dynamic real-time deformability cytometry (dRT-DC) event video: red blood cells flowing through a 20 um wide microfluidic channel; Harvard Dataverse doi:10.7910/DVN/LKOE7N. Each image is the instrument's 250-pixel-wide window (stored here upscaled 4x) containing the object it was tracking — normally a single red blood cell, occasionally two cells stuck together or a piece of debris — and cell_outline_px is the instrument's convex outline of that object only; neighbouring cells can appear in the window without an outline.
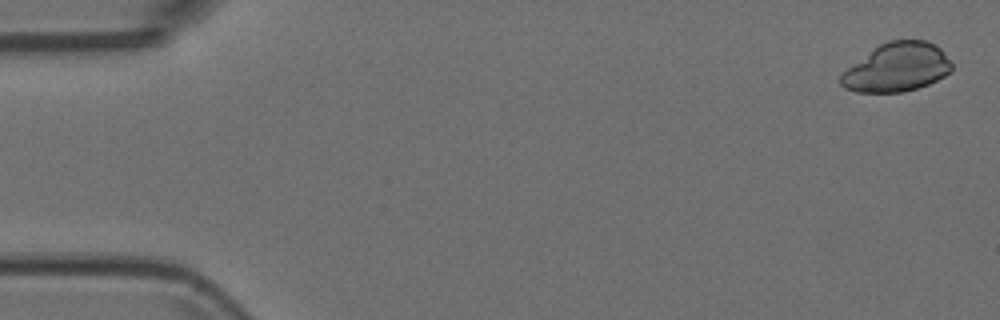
{"species": "Egyptian fruit bat (a non-hibernating species)", "species_latin": "Rousettus aegyptiacus", "temperature_condition": "room temperature", "stored_images_in_passage": 5, "camera_frame_rate_fps": 3000, "um_per_image_px": 0.085, "animal": {"sex": "female"}, "frame": {"image": 1, "passage_image": 1, "time_ms": 0.0, "image_size_px": [1000, 320], "cell_outline_px": [[952, 68], [944, 76], [928, 84], [904, 92], [856, 92], [844, 88], [840, 84], [840, 76], [848, 68], [880, 44], [888, 40], [928, 40], [936, 44], [940, 48], [952, 64]], "centroid_in_image_um": [76.25, 5.73], "position_along_channel_um": 8.8, "area_um2": 31.15}}
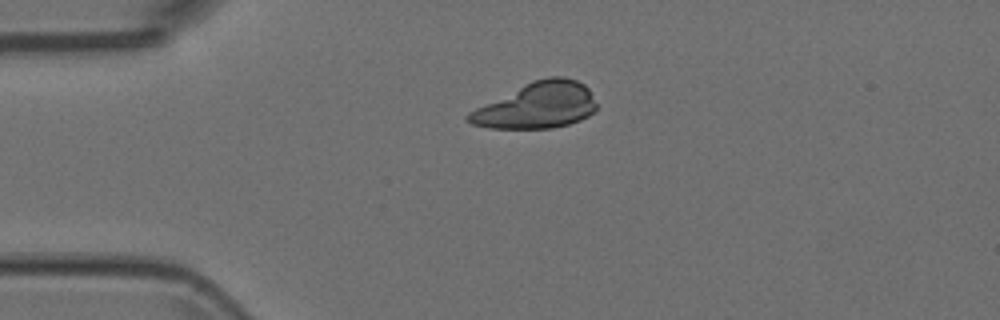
{"frame": {"image": 2, "passage_image": 4, "time_ms": 1.0, "image_size_px": [1000, 320], "cell_outline_px": [[596, 108], [588, 116], [580, 120], [568, 124], [552, 128], [488, 128], [472, 124], [464, 120], [464, 116], [468, 112], [532, 80], [548, 76], [564, 76], [576, 80], [584, 84], [588, 88], [596, 104]], "centroid_in_image_um": [45.61, 8.96], "position_along_channel_um": 39.4, "area_um2": 34.22}}